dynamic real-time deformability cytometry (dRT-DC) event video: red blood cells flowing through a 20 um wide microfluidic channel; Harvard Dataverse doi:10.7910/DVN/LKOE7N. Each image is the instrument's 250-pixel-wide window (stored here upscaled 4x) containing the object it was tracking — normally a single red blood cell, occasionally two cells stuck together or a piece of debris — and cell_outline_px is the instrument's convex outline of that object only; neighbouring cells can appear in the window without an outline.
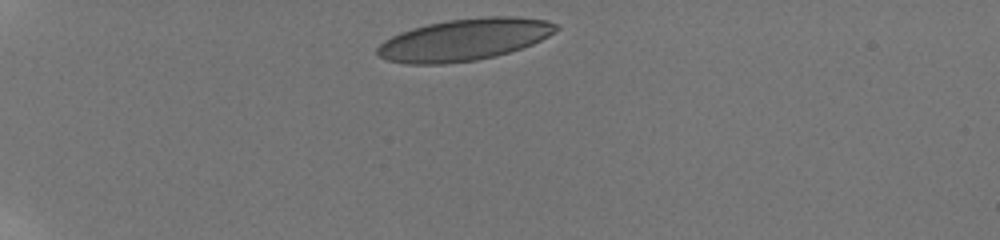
{"species": "human", "species_latin": "Homo sapiens", "temperature_condition": "room temperature", "stored_images_in_passage": 25, "camera_frame_rate_fps": 3000, "um_per_image_px": 0.085, "donor": {"sex": "male"}, "frame": {"image": 1, "passage_image": 1, "time_ms": 0.0, "image_size_px": [1000, 240], "cell_outline_px": [[560, 28], [548, 36], [532, 44], [496, 56], [476, 60], [444, 64], [408, 64], [384, 60], [376, 52], [376, 48], [384, 40], [400, 32], [412, 28], [428, 24], [448, 20], [488, 16], [520, 16], [548, 20], [556, 24]], "centroid_in_image_um": [39.46, 3.37], "position_along_channel_um": 45.5, "area_um2": 43.7}}
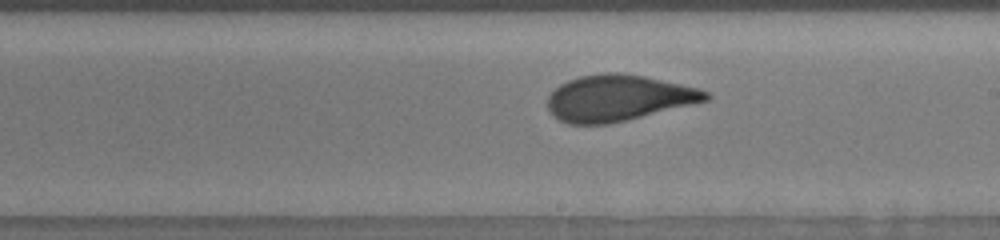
{"frame": {"image": 2, "passage_image": 22, "time_ms": 6.667, "image_size_px": [1000, 240], "cell_outline_px": [[712, 96], [708, 100], [692, 104], [608, 124], [568, 124], [552, 116], [548, 108], [548, 96], [560, 84], [568, 80], [580, 76], [604, 72], [620, 72], [644, 76], [700, 88], [712, 92]], "centroid_in_image_um": [52.56, 8.32], "position_along_channel_um": 236.4, "area_um2": 42.48}}